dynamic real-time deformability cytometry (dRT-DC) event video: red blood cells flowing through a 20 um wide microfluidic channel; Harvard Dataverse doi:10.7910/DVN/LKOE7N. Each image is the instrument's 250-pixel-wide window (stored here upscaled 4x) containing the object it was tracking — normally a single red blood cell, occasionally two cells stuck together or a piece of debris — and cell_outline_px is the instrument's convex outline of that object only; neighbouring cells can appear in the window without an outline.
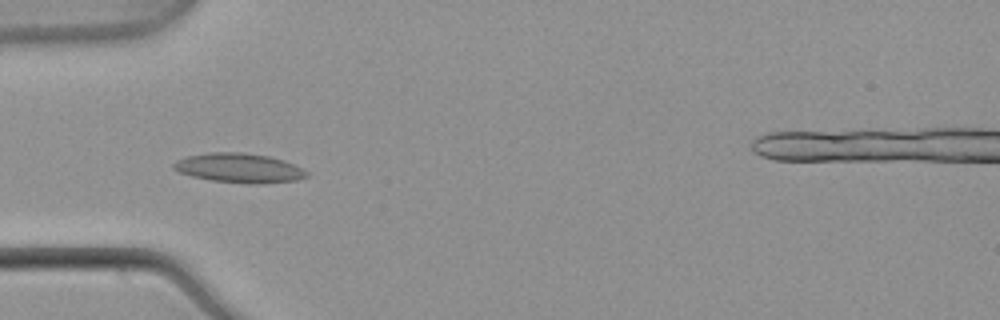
{"species": "common noctule bat (a hibernating species)", "species_latin": "Nyctalus noctula", "temperature_condition": "warm", "stored_images_in_passage": 36, "camera_frame_rate_fps": 3000, "um_per_image_px": 0.085, "animal": {"sex": "male", "body_mass_g": 21.5, "forearm_length_mm": 52.0}, "frame": {"image": 1, "passage_image": 6, "time_ms": 1.667, "image_size_px": [1000, 320], "cell_outline_px": [[308, 176], [296, 180], [264, 184], [248, 184], [212, 180], [192, 176], [180, 172], [172, 168], [172, 164], [176, 160], [188, 156], [212, 152], [240, 152], [268, 156], [284, 160], [308, 172]], "centroid_in_image_um": [20.32, 14.29], "position_along_channel_um": 64.7, "area_um2": 22.72}}